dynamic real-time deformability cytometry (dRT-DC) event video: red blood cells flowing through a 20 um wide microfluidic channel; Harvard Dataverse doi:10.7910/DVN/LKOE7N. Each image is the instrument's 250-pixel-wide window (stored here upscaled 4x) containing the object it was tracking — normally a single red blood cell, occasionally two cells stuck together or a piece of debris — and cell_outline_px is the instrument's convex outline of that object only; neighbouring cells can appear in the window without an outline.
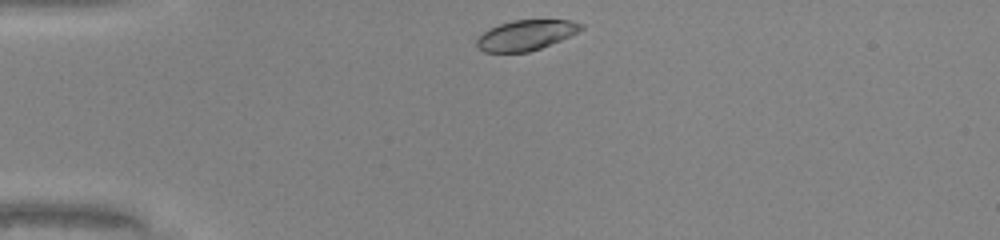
{"species": "common noctule bat (a hibernating species)", "species_latin": "Nyctalus noctula", "temperature_condition": "warm", "stored_images_in_passage": 30, "camera_frame_rate_fps": 3000, "um_per_image_px": 0.085, "animal": {"sex": "male", "body_mass_g": 20.0, "forearm_length_mm": 53.3}, "frame": {"image": 1, "passage_image": 1, "time_ms": 0.0, "image_size_px": [1000, 240], "cell_outline_px": [[584, 28], [560, 40], [540, 48], [528, 52], [484, 52], [476, 44], [476, 40], [488, 28], [512, 20], [568, 20], [584, 24]], "centroid_in_image_um": [44.69, 2.98], "position_along_channel_um": 40.3, "area_um2": 18.15}}
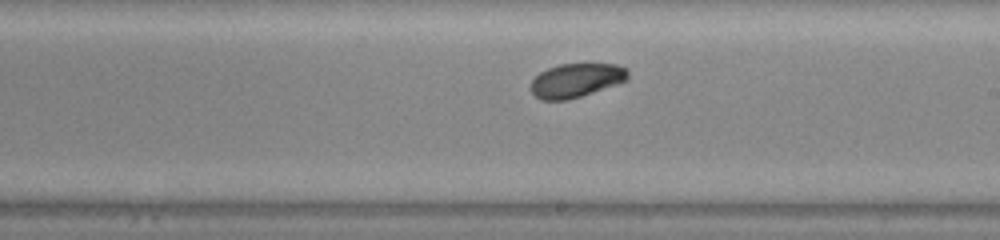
{"frame": {"image": 2, "passage_image": 18, "time_ms": 5.667, "image_size_px": [1000, 240], "cell_outline_px": [[628, 80], [580, 96], [564, 100], [540, 100], [532, 92], [532, 80], [540, 72], [548, 68], [560, 64], [616, 64], [624, 68], [628, 72]], "centroid_in_image_um": [48.96, 6.82], "position_along_channel_um": 240.0, "area_um2": 18.84}}
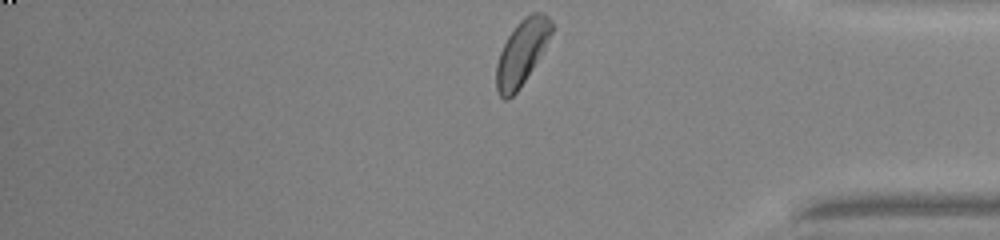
{"frame": {"image": 3, "passage_image": 30, "time_ms": 9.667, "image_size_px": [1000, 240], "cell_outline_px": [[552, 32], [544, 52], [520, 88], [508, 100], [504, 100], [500, 96], [496, 88], [496, 64], [500, 52], [508, 36], [516, 24], [524, 16], [532, 12], [544, 12], [552, 20]], "centroid_in_image_um": [44.37, 4.46], "position_along_channel_um": 390.8, "area_um2": 21.21}, "authors_computed_cell_mechanics": {"area_um2": 20.0566, "velocity_mm_per_s": 4.204, "shape_relaxation_time_tau1_ms": 1.1641, "shape_relaxation_time_tau2_ms": null, "deformation_change_tau1": 0.0759, "deformation_change_tau2": null}}